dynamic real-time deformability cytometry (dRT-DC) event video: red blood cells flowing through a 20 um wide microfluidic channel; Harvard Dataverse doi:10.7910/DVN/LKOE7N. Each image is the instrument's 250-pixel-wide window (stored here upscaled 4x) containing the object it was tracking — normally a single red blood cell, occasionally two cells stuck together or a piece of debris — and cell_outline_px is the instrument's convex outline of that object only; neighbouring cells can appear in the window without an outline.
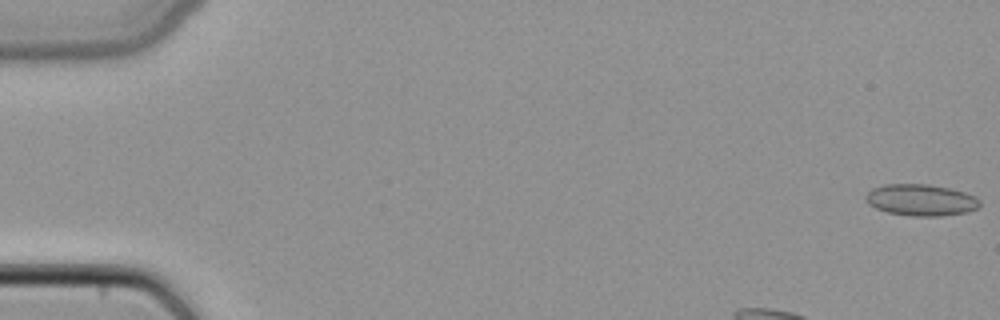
{"species": "common noctule bat (a hibernating species)", "species_latin": "Nyctalus noctula", "temperature_condition": "cold", "stored_images_in_passage": 47, "camera_frame_rate_fps": 3000, "um_per_image_px": 0.085, "animal": {"sex": "female", "body_mass_g": 22.7, "forearm_length_mm": 54.2}, "frame": {"image": 1, "passage_image": 1, "time_ms": 0.0, "image_size_px": [1000, 320], "cell_outline_px": [[980, 204], [976, 208], [968, 212], [940, 216], [908, 216], [888, 212], [876, 208], [868, 204], [864, 200], [864, 196], [872, 188], [884, 184], [928, 184], [948, 188], [964, 192], [980, 200]], "centroid_in_image_um": [78.23, 17.0], "position_along_channel_um": 6.8, "area_um2": 20.98}}